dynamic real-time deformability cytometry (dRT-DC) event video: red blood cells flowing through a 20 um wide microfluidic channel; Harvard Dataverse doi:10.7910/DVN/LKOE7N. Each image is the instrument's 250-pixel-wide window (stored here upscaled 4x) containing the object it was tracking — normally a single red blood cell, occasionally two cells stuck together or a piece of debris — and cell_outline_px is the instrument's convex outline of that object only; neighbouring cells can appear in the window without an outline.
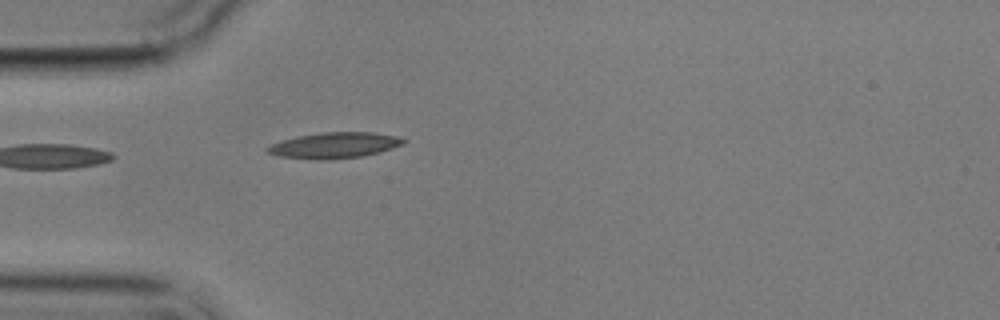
{"species": "common noctule bat (a hibernating species)", "species_latin": "Nyctalus noctula", "temperature_condition": "cold", "stored_images_in_passage": 4, "camera_frame_rate_fps": 3000, "um_per_image_px": 0.085, "animal": {"sex": "male", "body_mass_g": 17.9}, "frame": {"image": 1, "passage_image": 4, "time_ms": 4.333, "image_size_px": [1000, 320], "cell_outline_px": [[408, 140], [404, 144], [380, 152], [364, 156], [332, 160], [316, 160], [280, 156], [268, 152], [264, 148], [272, 144], [296, 136], [320, 132], [372, 132], [396, 136]], "centroid_in_image_um": [28.46, 12.35], "position_along_channel_um": 56.5, "area_um2": 20.63}}